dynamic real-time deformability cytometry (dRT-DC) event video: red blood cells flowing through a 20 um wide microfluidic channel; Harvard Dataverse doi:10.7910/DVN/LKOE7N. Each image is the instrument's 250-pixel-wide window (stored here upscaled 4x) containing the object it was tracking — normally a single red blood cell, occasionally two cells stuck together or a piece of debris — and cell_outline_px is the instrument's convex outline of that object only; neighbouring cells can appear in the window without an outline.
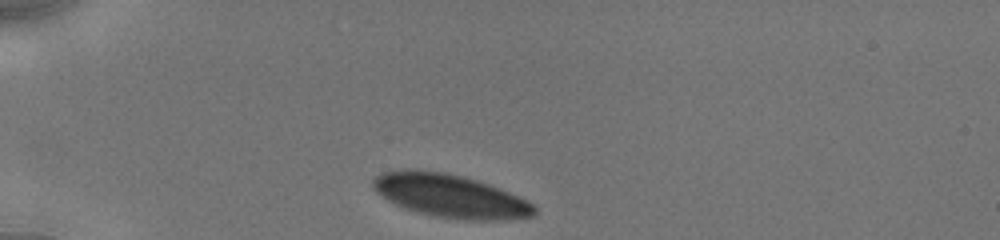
{"species": "human", "species_latin": "Homo sapiens", "temperature_condition": "cold", "stored_images_in_passage": 5, "camera_frame_rate_fps": 3000, "um_per_image_px": 0.085, "donor": {"sex": "male"}, "frame": {"image": 1, "passage_image": 1, "time_ms": 0.0, "image_size_px": [1000, 240], "cell_outline_px": [[536, 212], [532, 216], [500, 220], [464, 220], [436, 216], [420, 212], [396, 204], [388, 200], [376, 192], [372, 188], [372, 180], [376, 176], [384, 172], [408, 168], [444, 172], [476, 180], [500, 188], [532, 204], [536, 208]], "centroid_in_image_um": [38.23, 16.64], "position_along_channel_um": 46.8, "area_um2": 40.11}}
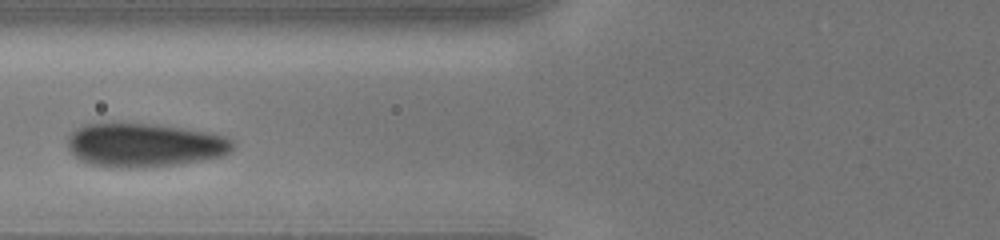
{"frame": {"image": 2, "passage_image": 5, "time_ms": 2.667, "image_size_px": [1000, 240], "cell_outline_px": [[236, 144], [228, 152], [220, 156], [180, 164], [144, 168], [108, 168], [88, 164], [80, 160], [68, 148], [68, 136], [76, 128], [84, 124], [144, 124], [180, 128], [204, 132], [224, 136], [232, 140]], "centroid_in_image_um": [12.22, 12.36], "position_along_channel_um": 113.6, "area_um2": 41.85}}